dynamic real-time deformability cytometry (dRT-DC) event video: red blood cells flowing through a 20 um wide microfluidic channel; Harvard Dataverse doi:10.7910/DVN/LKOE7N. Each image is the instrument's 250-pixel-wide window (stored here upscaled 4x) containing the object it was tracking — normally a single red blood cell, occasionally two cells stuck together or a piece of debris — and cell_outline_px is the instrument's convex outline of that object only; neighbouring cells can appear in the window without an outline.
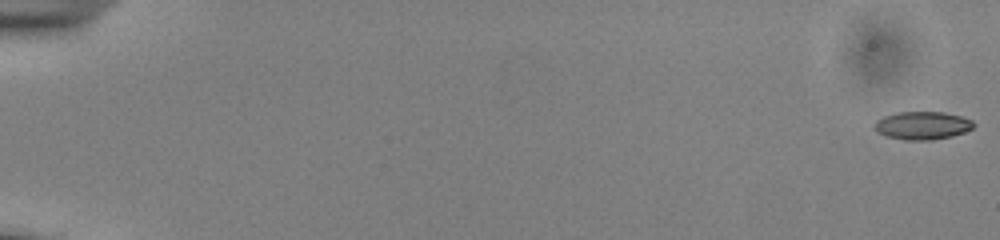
{"species": "common noctule bat (a hibernating species)", "species_latin": "Nyctalus noctula", "temperature_condition": "cold", "stored_images_in_passage": 55, "camera_frame_rate_fps": 3000, "um_per_image_px": 0.085, "animal": {"sex": "male", "body_mass_g": 13.0, "forearm_length_mm": 53.1}, "frame": {"image": 1, "passage_image": 1, "time_ms": 0.0, "image_size_px": [1000, 240], "cell_outline_px": [[976, 124], [972, 128], [964, 132], [952, 136], [932, 140], [904, 140], [888, 136], [876, 132], [876, 120], [884, 116], [896, 112], [944, 112], [960, 116], [972, 120]], "centroid_in_image_um": [78.42, 10.66], "position_along_channel_um": 6.6, "area_um2": 16.13}}
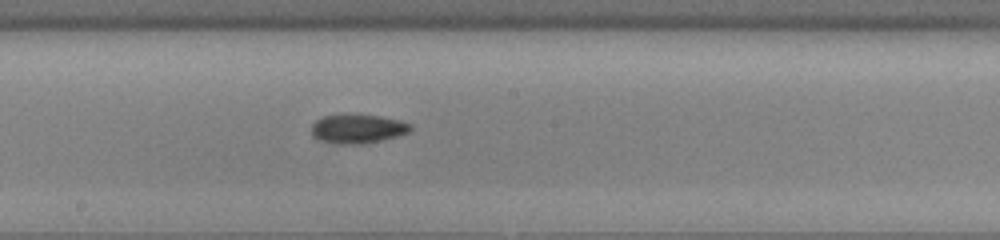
{"frame": {"image": 2, "passage_image": 32, "time_ms": 10.333, "image_size_px": [1000, 240], "cell_outline_px": [[412, 128], [408, 132], [396, 136], [364, 144], [340, 144], [320, 140], [312, 136], [312, 124], [316, 120], [324, 116], [340, 112], [344, 112], [380, 116], [400, 120], [412, 124]], "centroid_in_image_um": [30.37, 10.91], "position_along_channel_um": 217.8, "area_um2": 17.17}}
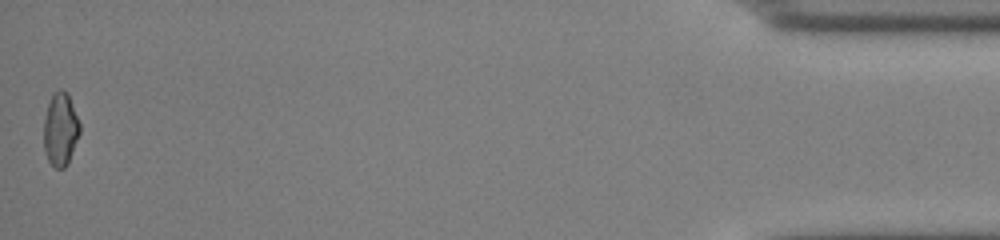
{"frame": {"image": 3, "passage_image": 55, "time_ms": 18.0, "image_size_px": [1000, 240], "cell_outline_px": [[80, 132], [68, 164], [64, 168], [56, 168], [48, 160], [44, 152], [44, 120], [48, 104], [52, 96], [60, 88], [68, 92], [80, 124]], "centroid_in_image_um": [5.15, 11.0], "position_along_channel_um": 430.1, "area_um2": 15.32}, "authors_computed_cell_mechanics": {"area_um2": 15.895, "velocity_mm_per_s": 3.8767, "shape_relaxation_time_tau1_ms": 5.2572, "shape_relaxation_time_tau2_ms": null, "deformation_change_tau1": 0.1071, "deformation_change_tau2": null}}